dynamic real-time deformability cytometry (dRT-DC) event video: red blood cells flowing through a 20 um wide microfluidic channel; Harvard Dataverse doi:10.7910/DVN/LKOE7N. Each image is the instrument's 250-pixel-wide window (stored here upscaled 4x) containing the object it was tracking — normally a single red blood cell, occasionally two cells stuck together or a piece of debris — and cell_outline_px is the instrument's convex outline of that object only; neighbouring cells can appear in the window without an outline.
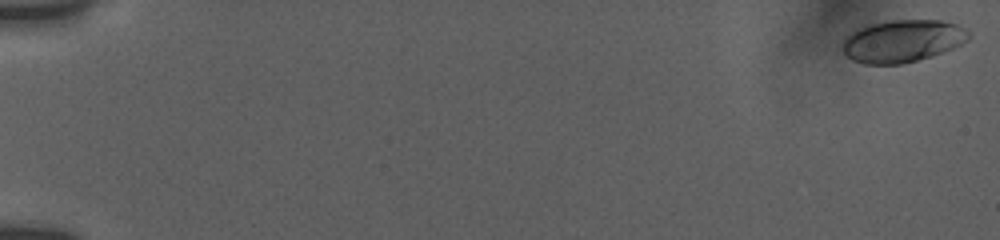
{"species": "human", "species_latin": "Homo sapiens", "temperature_condition": "room temperature", "stored_images_in_passage": 56, "camera_frame_rate_fps": 3000, "um_per_image_px": 0.085, "donor": {"sex": "female"}, "frame": {"image": 1, "passage_image": 1, "time_ms": 0.0, "image_size_px": [1000, 240], "cell_outline_px": [[972, 36], [968, 40], [952, 48], [932, 56], [900, 64], [864, 64], [852, 60], [840, 48], [840, 44], [844, 36], [856, 28], [872, 24], [892, 20], [940, 20], [956, 24], [968, 28]], "centroid_in_image_um": [76.69, 3.48], "position_along_channel_um": 8.3, "area_um2": 31.5}}
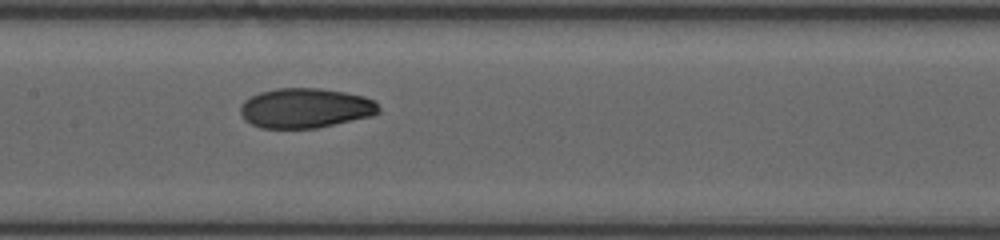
{"frame": {"image": 2, "passage_image": 30, "time_ms": 9.667, "image_size_px": [1000, 240], "cell_outline_px": [[380, 112], [372, 116], [316, 128], [260, 128], [244, 120], [240, 112], [240, 108], [244, 100], [260, 92], [276, 88], [320, 88], [344, 92], [364, 96], [372, 100], [380, 108]], "centroid_in_image_um": [25.94, 9.19], "position_along_channel_um": 181.5, "area_um2": 32.08}}
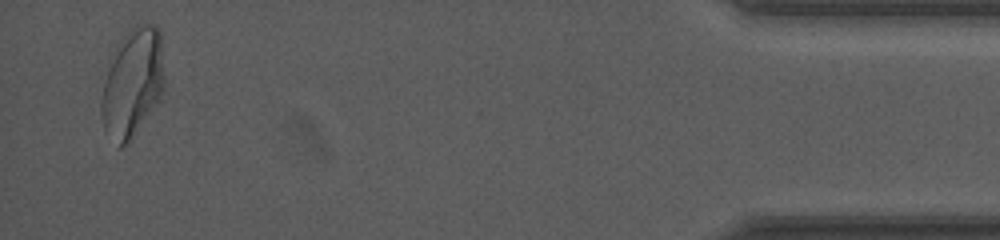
{"frame": {"image": 3, "passage_image": 55, "time_ms": 18.0, "image_size_px": [1000, 240], "cell_outline_px": [[164, 88], [160, 96], [128, 144], [120, 148], [104, 132], [100, 116], [100, 100], [104, 84], [116, 44], [128, 28], [144, 20], [156, 24], [160, 28], [164, 80]], "centroid_in_image_um": [11.25, 6.98], "position_along_channel_um": 424.0, "area_um2": 40.29}, "authors_computed_cell_mechanics": {"area_um2": 32.0501, "velocity_mm_per_s": 3.7643, "shape_relaxation_time_tau1_ms": 7.9686, "shape_relaxation_time_tau2_ms": 1.4765, "deformation_change_tau1": 0.2222, "deformation_change_tau2": 0.0474}}